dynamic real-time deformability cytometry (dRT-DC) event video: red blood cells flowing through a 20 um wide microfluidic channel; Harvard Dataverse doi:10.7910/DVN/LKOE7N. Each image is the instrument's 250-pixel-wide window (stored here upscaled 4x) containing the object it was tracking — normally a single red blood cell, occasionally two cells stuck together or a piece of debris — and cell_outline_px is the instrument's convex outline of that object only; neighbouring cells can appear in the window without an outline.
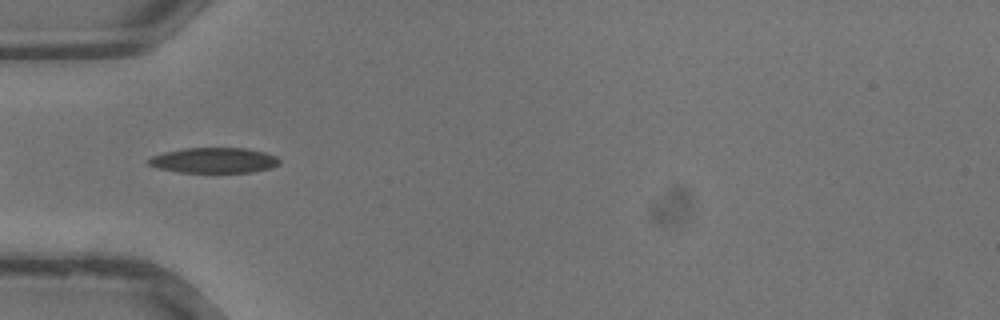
{"species": "common noctule bat (a hibernating species)", "species_latin": "Nyctalus noctula", "temperature_condition": "warm", "stored_images_in_passage": 19, "segment_of_instrument_passage": [2, 2], "camera_frame_rate_fps": 3000, "um_per_image_px": 0.085, "animal": {"sex": "male", "body_mass_g": 13.3}, "frame": {"image": 1, "passage_image": 11, "time_ms": 3.333, "image_size_px": [1000, 320], "cell_outline_px": [[280, 164], [272, 168], [252, 172], [180, 172], [156, 168], [148, 164], [148, 160], [152, 156], [164, 152], [184, 148], [244, 148], [264, 152], [276, 156], [280, 160]], "centroid_in_image_um": [18.2, 13.63], "position_along_channel_um": 66.8, "area_um2": 19.36}}
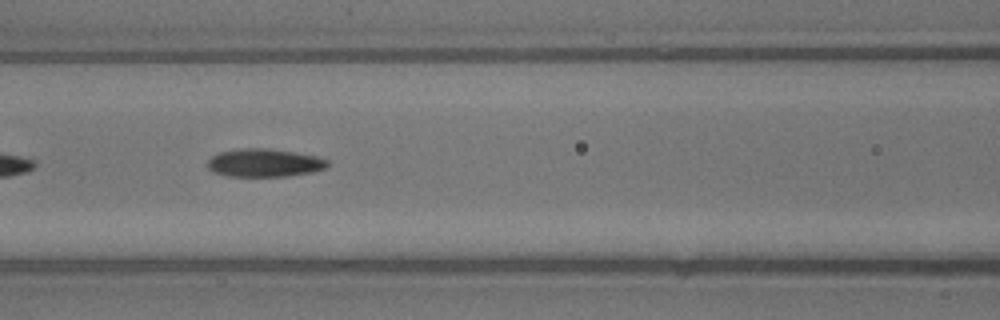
{"frame": {"image": 2, "passage_image": 15, "time_ms": 4.667, "image_size_px": [1000, 320], "cell_outline_px": [[328, 168], [312, 172], [288, 176], [228, 176], [212, 172], [208, 168], [208, 160], [212, 156], [220, 152], [236, 148], [268, 148], [296, 152], [320, 156], [328, 160]], "centroid_in_image_um": [22.5, 13.83], "position_along_channel_um": 144.1, "area_um2": 19.94}}
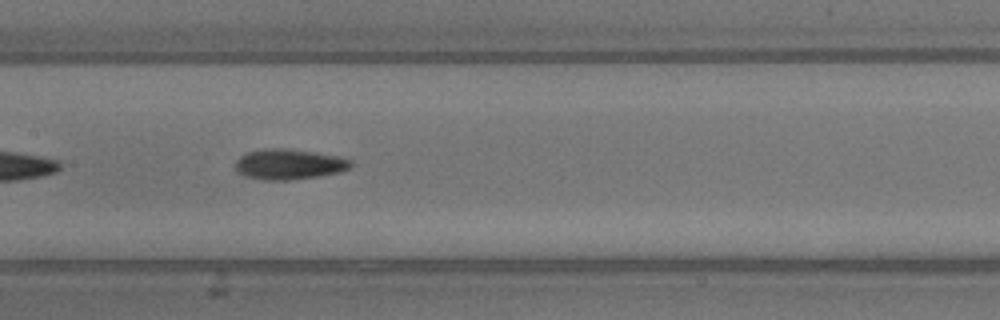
{"frame": {"image": 3, "passage_image": 17, "time_ms": 5.333, "image_size_px": [1000, 320], "cell_outline_px": [[352, 168], [340, 172], [320, 176], [288, 180], [264, 180], [244, 176], [236, 172], [236, 160], [240, 156], [248, 152], [272, 148], [284, 148], [312, 152], [336, 156], [352, 160]], "centroid_in_image_um": [24.57, 13.98], "position_along_channel_um": 182.8, "area_um2": 20.4}}